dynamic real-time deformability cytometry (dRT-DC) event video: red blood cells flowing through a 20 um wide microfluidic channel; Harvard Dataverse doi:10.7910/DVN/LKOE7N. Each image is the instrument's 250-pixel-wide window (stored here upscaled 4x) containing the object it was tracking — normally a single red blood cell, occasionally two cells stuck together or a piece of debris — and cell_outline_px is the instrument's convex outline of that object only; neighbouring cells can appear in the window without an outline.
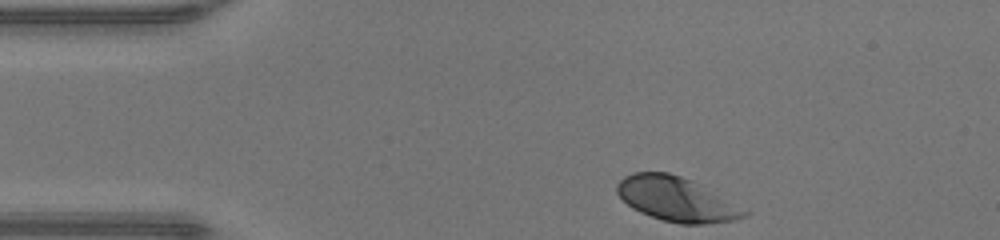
{"species": "human", "species_latin": "Homo sapiens", "temperature_condition": "warm", "stored_images_in_passage": 32, "camera_frame_rate_fps": 3000, "um_per_image_px": 0.085, "donor": {"sex": "male"}, "frame": {"image": 1, "passage_image": 1, "time_ms": 0.0, "image_size_px": [1000, 240], "cell_outline_px": [[748, 212], [744, 216], [732, 220], [704, 224], [680, 224], [664, 220], [640, 212], [632, 208], [616, 192], [616, 184], [624, 176], [632, 172], [668, 172], [680, 176], [688, 180]], "centroid_in_image_um": [57.37, 16.93], "position_along_channel_um": 27.6, "area_um2": 31.67}}
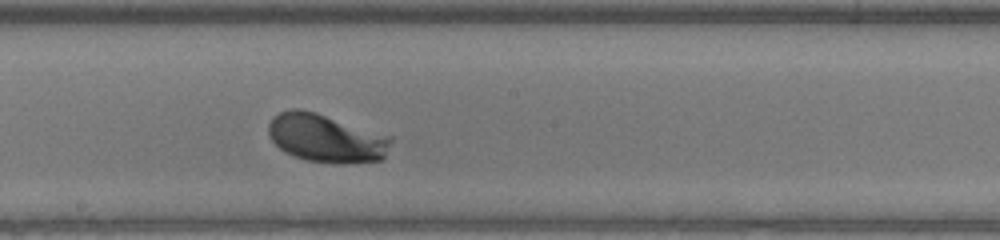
{"frame": {"image": 2, "passage_image": 19, "time_ms": 6.0, "image_size_px": [1000, 240], "cell_outline_px": [[392, 140], [384, 156], [380, 160], [344, 164], [304, 160], [292, 156], [284, 152], [272, 140], [268, 132], [268, 124], [272, 116], [280, 112], [292, 108], [300, 108], [316, 112], [392, 136]], "centroid_in_image_um": [27.69, 11.74], "position_along_channel_um": 220.5, "area_um2": 34.62}}
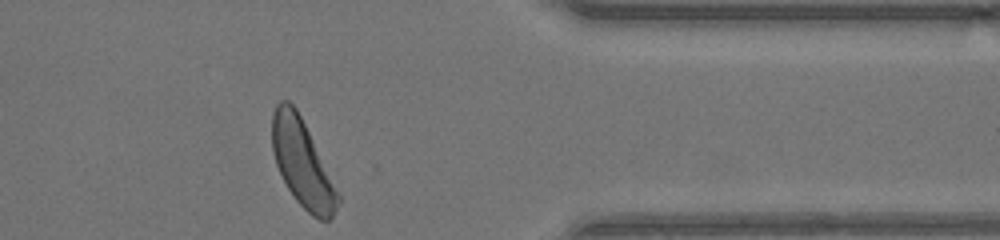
{"frame": {"image": 3, "passage_image": 32, "time_ms": 10.333, "image_size_px": [1000, 240], "cell_outline_px": [[340, 200], [332, 216], [328, 220], [320, 220], [312, 216], [296, 200], [288, 188], [276, 164], [272, 152], [272, 112], [276, 104], [280, 100], [288, 100], [296, 108], [340, 196]], "centroid_in_image_um": [25.66, 13.87], "position_along_channel_um": 385.7, "area_um2": 32.54}, "authors_computed_cell_mechanics": {"area_um2": 32.5414, "velocity_mm_per_s": 4.2352, "shape_relaxation_time_tau1_ms": 1.4057, "shape_relaxation_time_tau2_ms": null, "deformation_change_tau1": 0.144, "deformation_change_tau2": null}}